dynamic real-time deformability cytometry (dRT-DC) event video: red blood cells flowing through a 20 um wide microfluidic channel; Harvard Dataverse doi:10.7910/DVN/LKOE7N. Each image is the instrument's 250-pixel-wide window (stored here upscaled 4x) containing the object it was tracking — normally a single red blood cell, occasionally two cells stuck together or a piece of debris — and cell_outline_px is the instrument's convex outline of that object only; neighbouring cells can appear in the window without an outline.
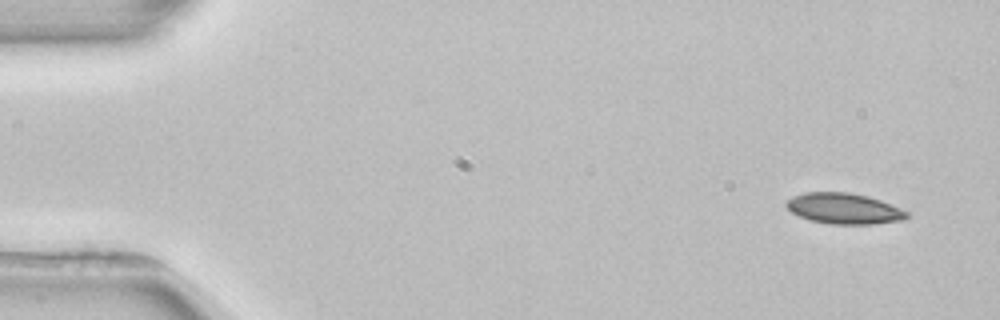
{"species": "common noctule bat (a hibernating species)", "species_latin": "Nyctalus noctula", "temperature_condition": "room temperature", "stored_images_in_passage": 4, "camera_frame_rate_fps": 3000, "um_per_image_px": 0.085, "animal": {"sex": "female", "body_mass_g": 22.7, "forearm_length_mm": 54.2}, "frame": {"image": 1, "passage_image": 1, "time_ms": 0.0, "image_size_px": [1000, 320], "cell_outline_px": [[908, 216], [904, 220], [876, 224], [828, 224], [808, 220], [792, 212], [784, 204], [792, 196], [804, 192], [848, 192], [868, 196], [880, 200], [900, 208], [908, 212]], "centroid_in_image_um": [71.73, 17.73], "position_along_channel_um": 13.3, "area_um2": 21.73}}
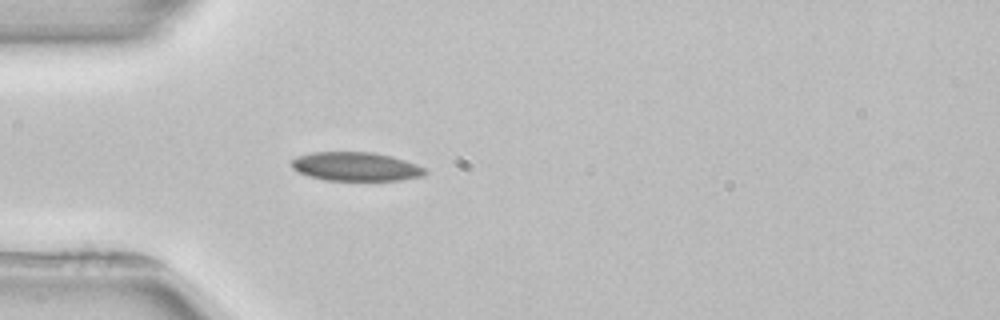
{"frame": {"image": 2, "passage_image": 4, "time_ms": 4.0, "image_size_px": [1000, 320], "cell_outline_px": [[428, 172], [424, 176], [400, 180], [324, 180], [308, 176], [292, 168], [288, 164], [296, 156], [312, 152], [372, 152], [392, 156], [416, 164], [424, 168]], "centroid_in_image_um": [30.22, 14.15], "position_along_channel_um": 54.8, "area_um2": 22.54}}